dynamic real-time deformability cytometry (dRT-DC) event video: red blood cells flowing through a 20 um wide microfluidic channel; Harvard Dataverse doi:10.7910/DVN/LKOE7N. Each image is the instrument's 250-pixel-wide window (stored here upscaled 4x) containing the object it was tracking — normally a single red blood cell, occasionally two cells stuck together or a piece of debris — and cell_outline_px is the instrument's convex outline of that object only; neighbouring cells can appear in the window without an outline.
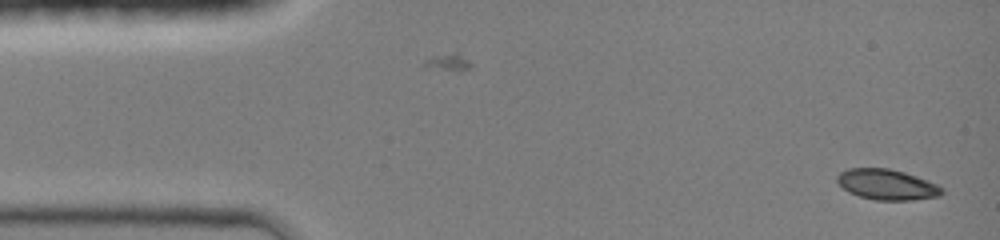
{"species": "common noctule bat (a hibernating species)", "species_latin": "Nyctalus noctula", "temperature_condition": "room temperature", "stored_images_in_passage": 44, "camera_frame_rate_fps": 3000, "um_per_image_px": 0.085, "animal": {"sex": "female", "body_mass_g": 19.0, "forearm_length_mm": 51.5}, "frame": {"image": 1, "passage_image": 1, "time_ms": 0.0, "image_size_px": [1000, 240], "cell_outline_px": [[944, 192], [940, 196], [912, 200], [876, 200], [860, 196], [848, 192], [836, 180], [836, 176], [840, 172], [848, 168], [888, 168], [904, 172], [916, 176], [936, 184], [944, 188]], "centroid_in_image_um": [75.39, 15.68], "position_along_channel_um": 9.6, "area_um2": 18.61}}
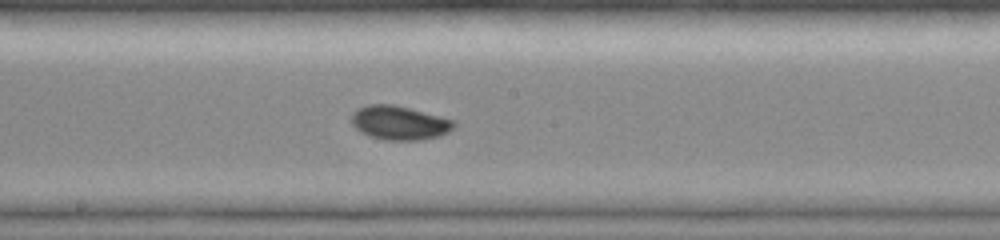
{"frame": {"image": 2, "passage_image": 23, "time_ms": 7.333, "image_size_px": [1000, 240], "cell_outline_px": [[456, 124], [448, 132], [440, 136], [420, 140], [384, 140], [368, 136], [360, 132], [352, 124], [352, 112], [356, 108], [368, 104], [392, 104], [456, 120]], "centroid_in_image_um": [33.93, 10.44], "position_along_channel_um": 214.3, "area_um2": 20.4}}
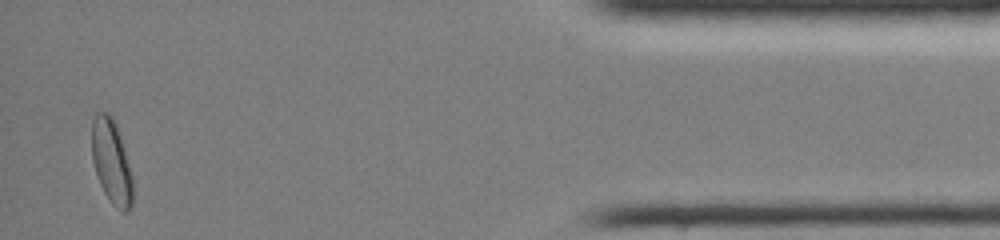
{"frame": {"image": 3, "passage_image": 42, "time_ms": 13.667, "image_size_px": [1000, 240], "cell_outline_px": [[132, 204], [128, 212], [124, 212], [112, 204], [108, 200], [100, 184], [92, 160], [92, 120], [96, 112], [108, 112], [112, 116], [116, 124], [124, 148], [132, 176]], "centroid_in_image_um": [9.47, 13.74], "position_along_channel_um": 425.7, "area_um2": 20.0}, "authors_computed_cell_mechanics": {"area_um2": 19.2474, "velocity_mm_per_s": 4.2911, "shape_relaxation_time_tau1_ms": 3.7217, "shape_relaxation_time_tau2_ms": null, "deformation_change_tau1": 0.113, "deformation_change_tau2": null}}